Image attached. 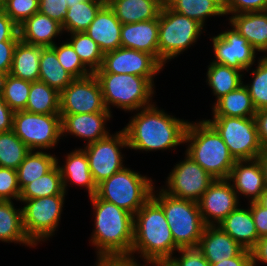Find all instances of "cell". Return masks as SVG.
Listing matches in <instances>:
<instances>
[{
	"instance_id": "obj_1",
	"label": "cell",
	"mask_w": 267,
	"mask_h": 266,
	"mask_svg": "<svg viewBox=\"0 0 267 266\" xmlns=\"http://www.w3.org/2000/svg\"><path fill=\"white\" fill-rule=\"evenodd\" d=\"M157 108L152 104L140 109L123 128L130 149L167 150L185 143L188 121L173 118Z\"/></svg>"
},
{
	"instance_id": "obj_2",
	"label": "cell",
	"mask_w": 267,
	"mask_h": 266,
	"mask_svg": "<svg viewBox=\"0 0 267 266\" xmlns=\"http://www.w3.org/2000/svg\"><path fill=\"white\" fill-rule=\"evenodd\" d=\"M95 210L92 244L98 257L130 256L133 243L134 215L115 204L90 196Z\"/></svg>"
},
{
	"instance_id": "obj_3",
	"label": "cell",
	"mask_w": 267,
	"mask_h": 266,
	"mask_svg": "<svg viewBox=\"0 0 267 266\" xmlns=\"http://www.w3.org/2000/svg\"><path fill=\"white\" fill-rule=\"evenodd\" d=\"M175 250L179 248L175 245L164 211L151 197L134 215L130 257L138 251L144 261L164 260L170 259Z\"/></svg>"
},
{
	"instance_id": "obj_4",
	"label": "cell",
	"mask_w": 267,
	"mask_h": 266,
	"mask_svg": "<svg viewBox=\"0 0 267 266\" xmlns=\"http://www.w3.org/2000/svg\"><path fill=\"white\" fill-rule=\"evenodd\" d=\"M184 142L189 155L214 179H227L236 160L216 129L207 121L188 122Z\"/></svg>"
},
{
	"instance_id": "obj_5",
	"label": "cell",
	"mask_w": 267,
	"mask_h": 266,
	"mask_svg": "<svg viewBox=\"0 0 267 266\" xmlns=\"http://www.w3.org/2000/svg\"><path fill=\"white\" fill-rule=\"evenodd\" d=\"M159 191V195L152 191L151 197L162 207L175 245L178 248L198 247L206 226L198 202L170 196L162 189Z\"/></svg>"
},
{
	"instance_id": "obj_6",
	"label": "cell",
	"mask_w": 267,
	"mask_h": 266,
	"mask_svg": "<svg viewBox=\"0 0 267 266\" xmlns=\"http://www.w3.org/2000/svg\"><path fill=\"white\" fill-rule=\"evenodd\" d=\"M99 81L103 101L123 110L134 111L152 105L153 86L147 78L132 74L94 73Z\"/></svg>"
},
{
	"instance_id": "obj_7",
	"label": "cell",
	"mask_w": 267,
	"mask_h": 266,
	"mask_svg": "<svg viewBox=\"0 0 267 266\" xmlns=\"http://www.w3.org/2000/svg\"><path fill=\"white\" fill-rule=\"evenodd\" d=\"M153 181L124 167L97 185L96 195L135 215L151 198Z\"/></svg>"
},
{
	"instance_id": "obj_8",
	"label": "cell",
	"mask_w": 267,
	"mask_h": 266,
	"mask_svg": "<svg viewBox=\"0 0 267 266\" xmlns=\"http://www.w3.org/2000/svg\"><path fill=\"white\" fill-rule=\"evenodd\" d=\"M202 29L198 21L176 13L164 3L159 13V62L164 66L186 50L197 41Z\"/></svg>"
},
{
	"instance_id": "obj_9",
	"label": "cell",
	"mask_w": 267,
	"mask_h": 266,
	"mask_svg": "<svg viewBox=\"0 0 267 266\" xmlns=\"http://www.w3.org/2000/svg\"><path fill=\"white\" fill-rule=\"evenodd\" d=\"M220 134L235 160H253L263 152L254 117L213 116L207 120Z\"/></svg>"
},
{
	"instance_id": "obj_10",
	"label": "cell",
	"mask_w": 267,
	"mask_h": 266,
	"mask_svg": "<svg viewBox=\"0 0 267 266\" xmlns=\"http://www.w3.org/2000/svg\"><path fill=\"white\" fill-rule=\"evenodd\" d=\"M13 131L30 150L53 148L62 136L61 116L17 111Z\"/></svg>"
},
{
	"instance_id": "obj_11",
	"label": "cell",
	"mask_w": 267,
	"mask_h": 266,
	"mask_svg": "<svg viewBox=\"0 0 267 266\" xmlns=\"http://www.w3.org/2000/svg\"><path fill=\"white\" fill-rule=\"evenodd\" d=\"M64 199L65 195H53L23 201L26 204L22 208L23 228L35 246L53 236L58 228Z\"/></svg>"
},
{
	"instance_id": "obj_12",
	"label": "cell",
	"mask_w": 267,
	"mask_h": 266,
	"mask_svg": "<svg viewBox=\"0 0 267 266\" xmlns=\"http://www.w3.org/2000/svg\"><path fill=\"white\" fill-rule=\"evenodd\" d=\"M120 147H129L123 129L116 135L109 134L84 147L83 150L87 155L90 172L96 185L124 168Z\"/></svg>"
},
{
	"instance_id": "obj_13",
	"label": "cell",
	"mask_w": 267,
	"mask_h": 266,
	"mask_svg": "<svg viewBox=\"0 0 267 266\" xmlns=\"http://www.w3.org/2000/svg\"><path fill=\"white\" fill-rule=\"evenodd\" d=\"M185 155V160L176 164L170 172L166 183L168 188L162 190L170 196L198 202L215 179L189 155Z\"/></svg>"
},
{
	"instance_id": "obj_14",
	"label": "cell",
	"mask_w": 267,
	"mask_h": 266,
	"mask_svg": "<svg viewBox=\"0 0 267 266\" xmlns=\"http://www.w3.org/2000/svg\"><path fill=\"white\" fill-rule=\"evenodd\" d=\"M111 112L104 105L98 79L92 73L75 78L60 92V114Z\"/></svg>"
},
{
	"instance_id": "obj_15",
	"label": "cell",
	"mask_w": 267,
	"mask_h": 266,
	"mask_svg": "<svg viewBox=\"0 0 267 266\" xmlns=\"http://www.w3.org/2000/svg\"><path fill=\"white\" fill-rule=\"evenodd\" d=\"M163 65L147 52L120 47L104 53L100 69L94 73L132 74L147 78L152 84L153 77Z\"/></svg>"
},
{
	"instance_id": "obj_16",
	"label": "cell",
	"mask_w": 267,
	"mask_h": 266,
	"mask_svg": "<svg viewBox=\"0 0 267 266\" xmlns=\"http://www.w3.org/2000/svg\"><path fill=\"white\" fill-rule=\"evenodd\" d=\"M238 196L227 179H215L198 201L204 224L218 226L238 207Z\"/></svg>"
},
{
	"instance_id": "obj_17",
	"label": "cell",
	"mask_w": 267,
	"mask_h": 266,
	"mask_svg": "<svg viewBox=\"0 0 267 266\" xmlns=\"http://www.w3.org/2000/svg\"><path fill=\"white\" fill-rule=\"evenodd\" d=\"M216 59L212 62L238 70L251 68L255 61L256 50L233 27L211 38Z\"/></svg>"
},
{
	"instance_id": "obj_18",
	"label": "cell",
	"mask_w": 267,
	"mask_h": 266,
	"mask_svg": "<svg viewBox=\"0 0 267 266\" xmlns=\"http://www.w3.org/2000/svg\"><path fill=\"white\" fill-rule=\"evenodd\" d=\"M62 135L73 134L94 143L107 137L110 133L106 131V120L111 118V112H95L82 114H60Z\"/></svg>"
},
{
	"instance_id": "obj_19",
	"label": "cell",
	"mask_w": 267,
	"mask_h": 266,
	"mask_svg": "<svg viewBox=\"0 0 267 266\" xmlns=\"http://www.w3.org/2000/svg\"><path fill=\"white\" fill-rule=\"evenodd\" d=\"M227 180L233 182L231 185L237 194L250 197L251 202L257 201L266 189L263 170L258 159L236 160Z\"/></svg>"
},
{
	"instance_id": "obj_20",
	"label": "cell",
	"mask_w": 267,
	"mask_h": 266,
	"mask_svg": "<svg viewBox=\"0 0 267 266\" xmlns=\"http://www.w3.org/2000/svg\"><path fill=\"white\" fill-rule=\"evenodd\" d=\"M210 264L238 256L244 248L216 225L205 226L197 247Z\"/></svg>"
},
{
	"instance_id": "obj_21",
	"label": "cell",
	"mask_w": 267,
	"mask_h": 266,
	"mask_svg": "<svg viewBox=\"0 0 267 266\" xmlns=\"http://www.w3.org/2000/svg\"><path fill=\"white\" fill-rule=\"evenodd\" d=\"M121 27L122 23L106 3L84 32L106 53L121 47Z\"/></svg>"
},
{
	"instance_id": "obj_22",
	"label": "cell",
	"mask_w": 267,
	"mask_h": 266,
	"mask_svg": "<svg viewBox=\"0 0 267 266\" xmlns=\"http://www.w3.org/2000/svg\"><path fill=\"white\" fill-rule=\"evenodd\" d=\"M159 16L157 19L122 24L121 47L152 54L159 61Z\"/></svg>"
},
{
	"instance_id": "obj_23",
	"label": "cell",
	"mask_w": 267,
	"mask_h": 266,
	"mask_svg": "<svg viewBox=\"0 0 267 266\" xmlns=\"http://www.w3.org/2000/svg\"><path fill=\"white\" fill-rule=\"evenodd\" d=\"M62 31L60 23L40 12H36L19 26L22 42L44 48L54 46L53 38L63 33Z\"/></svg>"
},
{
	"instance_id": "obj_24",
	"label": "cell",
	"mask_w": 267,
	"mask_h": 266,
	"mask_svg": "<svg viewBox=\"0 0 267 266\" xmlns=\"http://www.w3.org/2000/svg\"><path fill=\"white\" fill-rule=\"evenodd\" d=\"M229 20L256 51L267 50V11L234 14Z\"/></svg>"
},
{
	"instance_id": "obj_25",
	"label": "cell",
	"mask_w": 267,
	"mask_h": 266,
	"mask_svg": "<svg viewBox=\"0 0 267 266\" xmlns=\"http://www.w3.org/2000/svg\"><path fill=\"white\" fill-rule=\"evenodd\" d=\"M218 227L238 242L244 249L251 250L260 239L250 209L237 207Z\"/></svg>"
},
{
	"instance_id": "obj_26",
	"label": "cell",
	"mask_w": 267,
	"mask_h": 266,
	"mask_svg": "<svg viewBox=\"0 0 267 266\" xmlns=\"http://www.w3.org/2000/svg\"><path fill=\"white\" fill-rule=\"evenodd\" d=\"M108 6L122 24L157 19L164 0H109Z\"/></svg>"
},
{
	"instance_id": "obj_27",
	"label": "cell",
	"mask_w": 267,
	"mask_h": 266,
	"mask_svg": "<svg viewBox=\"0 0 267 266\" xmlns=\"http://www.w3.org/2000/svg\"><path fill=\"white\" fill-rule=\"evenodd\" d=\"M65 163L60 167L58 159H56V164L63 180L64 191L66 192L68 182H71L79 186H85L89 196H94L97 192V185L90 172L89 161L85 151L81 148L75 149L67 155Z\"/></svg>"
},
{
	"instance_id": "obj_28",
	"label": "cell",
	"mask_w": 267,
	"mask_h": 266,
	"mask_svg": "<svg viewBox=\"0 0 267 266\" xmlns=\"http://www.w3.org/2000/svg\"><path fill=\"white\" fill-rule=\"evenodd\" d=\"M43 48L42 46L30 45L20 40L14 50L9 74L30 82L38 81L39 61Z\"/></svg>"
},
{
	"instance_id": "obj_29",
	"label": "cell",
	"mask_w": 267,
	"mask_h": 266,
	"mask_svg": "<svg viewBox=\"0 0 267 266\" xmlns=\"http://www.w3.org/2000/svg\"><path fill=\"white\" fill-rule=\"evenodd\" d=\"M213 106L214 116L249 118L257 111L244 84L219 98Z\"/></svg>"
},
{
	"instance_id": "obj_30",
	"label": "cell",
	"mask_w": 267,
	"mask_h": 266,
	"mask_svg": "<svg viewBox=\"0 0 267 266\" xmlns=\"http://www.w3.org/2000/svg\"><path fill=\"white\" fill-rule=\"evenodd\" d=\"M0 240L35 246L25 234L22 209L16 210L12 200H0Z\"/></svg>"
},
{
	"instance_id": "obj_31",
	"label": "cell",
	"mask_w": 267,
	"mask_h": 266,
	"mask_svg": "<svg viewBox=\"0 0 267 266\" xmlns=\"http://www.w3.org/2000/svg\"><path fill=\"white\" fill-rule=\"evenodd\" d=\"M173 11L198 21L204 26L209 16L225 15L223 0H164Z\"/></svg>"
},
{
	"instance_id": "obj_32",
	"label": "cell",
	"mask_w": 267,
	"mask_h": 266,
	"mask_svg": "<svg viewBox=\"0 0 267 266\" xmlns=\"http://www.w3.org/2000/svg\"><path fill=\"white\" fill-rule=\"evenodd\" d=\"M75 78L64 69L51 47L42 49L39 61V80L59 92L64 90Z\"/></svg>"
},
{
	"instance_id": "obj_33",
	"label": "cell",
	"mask_w": 267,
	"mask_h": 266,
	"mask_svg": "<svg viewBox=\"0 0 267 266\" xmlns=\"http://www.w3.org/2000/svg\"><path fill=\"white\" fill-rule=\"evenodd\" d=\"M25 111L60 114V92L40 80L31 82Z\"/></svg>"
},
{
	"instance_id": "obj_34",
	"label": "cell",
	"mask_w": 267,
	"mask_h": 266,
	"mask_svg": "<svg viewBox=\"0 0 267 266\" xmlns=\"http://www.w3.org/2000/svg\"><path fill=\"white\" fill-rule=\"evenodd\" d=\"M56 157L42 151L31 150L17 168L20 190L49 172L56 165Z\"/></svg>"
},
{
	"instance_id": "obj_35",
	"label": "cell",
	"mask_w": 267,
	"mask_h": 266,
	"mask_svg": "<svg viewBox=\"0 0 267 266\" xmlns=\"http://www.w3.org/2000/svg\"><path fill=\"white\" fill-rule=\"evenodd\" d=\"M105 4L104 0H86L71 5L64 18L63 32H84Z\"/></svg>"
},
{
	"instance_id": "obj_36",
	"label": "cell",
	"mask_w": 267,
	"mask_h": 266,
	"mask_svg": "<svg viewBox=\"0 0 267 266\" xmlns=\"http://www.w3.org/2000/svg\"><path fill=\"white\" fill-rule=\"evenodd\" d=\"M240 72L242 71L236 68L211 62L207 71V84L212 89L213 95L217 96V100L243 84Z\"/></svg>"
},
{
	"instance_id": "obj_37",
	"label": "cell",
	"mask_w": 267,
	"mask_h": 266,
	"mask_svg": "<svg viewBox=\"0 0 267 266\" xmlns=\"http://www.w3.org/2000/svg\"><path fill=\"white\" fill-rule=\"evenodd\" d=\"M65 194L61 173L56 164L45 175L27 184L21 190L19 201Z\"/></svg>"
},
{
	"instance_id": "obj_38",
	"label": "cell",
	"mask_w": 267,
	"mask_h": 266,
	"mask_svg": "<svg viewBox=\"0 0 267 266\" xmlns=\"http://www.w3.org/2000/svg\"><path fill=\"white\" fill-rule=\"evenodd\" d=\"M31 82L7 74L0 78V94L13 112L26 108Z\"/></svg>"
},
{
	"instance_id": "obj_39",
	"label": "cell",
	"mask_w": 267,
	"mask_h": 266,
	"mask_svg": "<svg viewBox=\"0 0 267 266\" xmlns=\"http://www.w3.org/2000/svg\"><path fill=\"white\" fill-rule=\"evenodd\" d=\"M30 151L13 130L0 133V167L17 170Z\"/></svg>"
},
{
	"instance_id": "obj_40",
	"label": "cell",
	"mask_w": 267,
	"mask_h": 266,
	"mask_svg": "<svg viewBox=\"0 0 267 266\" xmlns=\"http://www.w3.org/2000/svg\"><path fill=\"white\" fill-rule=\"evenodd\" d=\"M71 34V41L74 51L79 56L82 63L94 73L100 69L104 53L99 45L94 42L85 32H75Z\"/></svg>"
},
{
	"instance_id": "obj_41",
	"label": "cell",
	"mask_w": 267,
	"mask_h": 266,
	"mask_svg": "<svg viewBox=\"0 0 267 266\" xmlns=\"http://www.w3.org/2000/svg\"><path fill=\"white\" fill-rule=\"evenodd\" d=\"M253 81L245 85L249 91L256 110L267 108V60L263 57L258 61V66L253 72Z\"/></svg>"
},
{
	"instance_id": "obj_42",
	"label": "cell",
	"mask_w": 267,
	"mask_h": 266,
	"mask_svg": "<svg viewBox=\"0 0 267 266\" xmlns=\"http://www.w3.org/2000/svg\"><path fill=\"white\" fill-rule=\"evenodd\" d=\"M51 48L56 52L59 63L74 78H83L92 74V72L82 63L79 56L68 41L60 46L55 44Z\"/></svg>"
},
{
	"instance_id": "obj_43",
	"label": "cell",
	"mask_w": 267,
	"mask_h": 266,
	"mask_svg": "<svg viewBox=\"0 0 267 266\" xmlns=\"http://www.w3.org/2000/svg\"><path fill=\"white\" fill-rule=\"evenodd\" d=\"M2 6L18 27L36 12H39V0H7Z\"/></svg>"
},
{
	"instance_id": "obj_44",
	"label": "cell",
	"mask_w": 267,
	"mask_h": 266,
	"mask_svg": "<svg viewBox=\"0 0 267 266\" xmlns=\"http://www.w3.org/2000/svg\"><path fill=\"white\" fill-rule=\"evenodd\" d=\"M21 190L18 185L17 170L0 167V200L19 201Z\"/></svg>"
},
{
	"instance_id": "obj_45",
	"label": "cell",
	"mask_w": 267,
	"mask_h": 266,
	"mask_svg": "<svg viewBox=\"0 0 267 266\" xmlns=\"http://www.w3.org/2000/svg\"><path fill=\"white\" fill-rule=\"evenodd\" d=\"M223 4L225 15L267 11V0H223Z\"/></svg>"
},
{
	"instance_id": "obj_46",
	"label": "cell",
	"mask_w": 267,
	"mask_h": 266,
	"mask_svg": "<svg viewBox=\"0 0 267 266\" xmlns=\"http://www.w3.org/2000/svg\"><path fill=\"white\" fill-rule=\"evenodd\" d=\"M178 252L181 253L179 258L174 256L170 258L175 266H210V263L197 247L179 248Z\"/></svg>"
},
{
	"instance_id": "obj_47",
	"label": "cell",
	"mask_w": 267,
	"mask_h": 266,
	"mask_svg": "<svg viewBox=\"0 0 267 266\" xmlns=\"http://www.w3.org/2000/svg\"><path fill=\"white\" fill-rule=\"evenodd\" d=\"M68 9L67 0H39V12L56 20L61 26Z\"/></svg>"
},
{
	"instance_id": "obj_48",
	"label": "cell",
	"mask_w": 267,
	"mask_h": 266,
	"mask_svg": "<svg viewBox=\"0 0 267 266\" xmlns=\"http://www.w3.org/2000/svg\"><path fill=\"white\" fill-rule=\"evenodd\" d=\"M20 41L19 27L6 14L5 8L0 5V42Z\"/></svg>"
},
{
	"instance_id": "obj_49",
	"label": "cell",
	"mask_w": 267,
	"mask_h": 266,
	"mask_svg": "<svg viewBox=\"0 0 267 266\" xmlns=\"http://www.w3.org/2000/svg\"><path fill=\"white\" fill-rule=\"evenodd\" d=\"M18 42L19 41L0 42V78L10 73L14 50Z\"/></svg>"
},
{
	"instance_id": "obj_50",
	"label": "cell",
	"mask_w": 267,
	"mask_h": 266,
	"mask_svg": "<svg viewBox=\"0 0 267 266\" xmlns=\"http://www.w3.org/2000/svg\"><path fill=\"white\" fill-rule=\"evenodd\" d=\"M252 218L255 223V227L258 236H267V209L261 206L257 201H249Z\"/></svg>"
},
{
	"instance_id": "obj_51",
	"label": "cell",
	"mask_w": 267,
	"mask_h": 266,
	"mask_svg": "<svg viewBox=\"0 0 267 266\" xmlns=\"http://www.w3.org/2000/svg\"><path fill=\"white\" fill-rule=\"evenodd\" d=\"M260 144L267 149V108L257 110L254 115Z\"/></svg>"
},
{
	"instance_id": "obj_52",
	"label": "cell",
	"mask_w": 267,
	"mask_h": 266,
	"mask_svg": "<svg viewBox=\"0 0 267 266\" xmlns=\"http://www.w3.org/2000/svg\"><path fill=\"white\" fill-rule=\"evenodd\" d=\"M134 259L130 256L98 257L96 266H140Z\"/></svg>"
},
{
	"instance_id": "obj_53",
	"label": "cell",
	"mask_w": 267,
	"mask_h": 266,
	"mask_svg": "<svg viewBox=\"0 0 267 266\" xmlns=\"http://www.w3.org/2000/svg\"><path fill=\"white\" fill-rule=\"evenodd\" d=\"M13 115L14 112L0 94V133L13 130Z\"/></svg>"
},
{
	"instance_id": "obj_54",
	"label": "cell",
	"mask_w": 267,
	"mask_h": 266,
	"mask_svg": "<svg viewBox=\"0 0 267 266\" xmlns=\"http://www.w3.org/2000/svg\"><path fill=\"white\" fill-rule=\"evenodd\" d=\"M210 266H252L251 250L244 249L238 256Z\"/></svg>"
},
{
	"instance_id": "obj_55",
	"label": "cell",
	"mask_w": 267,
	"mask_h": 266,
	"mask_svg": "<svg viewBox=\"0 0 267 266\" xmlns=\"http://www.w3.org/2000/svg\"><path fill=\"white\" fill-rule=\"evenodd\" d=\"M251 259L252 266H256L257 261L267 264V236L261 237L251 249Z\"/></svg>"
},
{
	"instance_id": "obj_56",
	"label": "cell",
	"mask_w": 267,
	"mask_h": 266,
	"mask_svg": "<svg viewBox=\"0 0 267 266\" xmlns=\"http://www.w3.org/2000/svg\"><path fill=\"white\" fill-rule=\"evenodd\" d=\"M257 159L259 160L262 167L265 186L267 187V149H264L263 152L257 157Z\"/></svg>"
},
{
	"instance_id": "obj_57",
	"label": "cell",
	"mask_w": 267,
	"mask_h": 266,
	"mask_svg": "<svg viewBox=\"0 0 267 266\" xmlns=\"http://www.w3.org/2000/svg\"><path fill=\"white\" fill-rule=\"evenodd\" d=\"M147 264H152L154 266H175L174 263L170 259H164V260H149L146 261ZM146 266V264H145Z\"/></svg>"
},
{
	"instance_id": "obj_58",
	"label": "cell",
	"mask_w": 267,
	"mask_h": 266,
	"mask_svg": "<svg viewBox=\"0 0 267 266\" xmlns=\"http://www.w3.org/2000/svg\"><path fill=\"white\" fill-rule=\"evenodd\" d=\"M257 202L265 209H267V187L262 193L261 197L257 200Z\"/></svg>"
},
{
	"instance_id": "obj_59",
	"label": "cell",
	"mask_w": 267,
	"mask_h": 266,
	"mask_svg": "<svg viewBox=\"0 0 267 266\" xmlns=\"http://www.w3.org/2000/svg\"><path fill=\"white\" fill-rule=\"evenodd\" d=\"M86 0H67L68 8L71 7V5L78 3V2H84Z\"/></svg>"
},
{
	"instance_id": "obj_60",
	"label": "cell",
	"mask_w": 267,
	"mask_h": 266,
	"mask_svg": "<svg viewBox=\"0 0 267 266\" xmlns=\"http://www.w3.org/2000/svg\"><path fill=\"white\" fill-rule=\"evenodd\" d=\"M7 0H0V5H2Z\"/></svg>"
},
{
	"instance_id": "obj_61",
	"label": "cell",
	"mask_w": 267,
	"mask_h": 266,
	"mask_svg": "<svg viewBox=\"0 0 267 266\" xmlns=\"http://www.w3.org/2000/svg\"><path fill=\"white\" fill-rule=\"evenodd\" d=\"M265 52L267 53V50H266ZM263 58H264L265 60H267V55H266V56L264 55V57H263Z\"/></svg>"
}]
</instances>
